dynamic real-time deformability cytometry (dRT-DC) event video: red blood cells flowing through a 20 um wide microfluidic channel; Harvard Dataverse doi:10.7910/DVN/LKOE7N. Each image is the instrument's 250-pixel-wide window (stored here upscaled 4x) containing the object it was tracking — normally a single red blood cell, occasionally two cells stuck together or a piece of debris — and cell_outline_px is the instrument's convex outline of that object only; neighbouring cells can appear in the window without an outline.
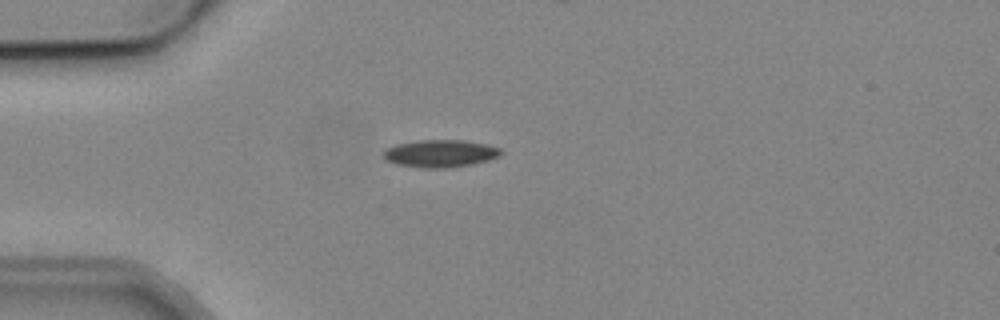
{"species": "common noctule bat (a hibernating species)", "species_latin": "Nyctalus noctula", "temperature_condition": "cold", "stored_images_in_passage": 3, "camera_frame_rate_fps": 3000, "um_per_image_px": 0.085, "animal": {"sex": "male", "body_mass_g": 19.2, "forearm_length_mm": 51.8}, "frame": {"image": 1, "passage_image": 2, "time_ms": 1.333, "image_size_px": [1000, 320], "cell_outline_px": [[500, 156], [488, 160], [472, 164], [448, 168], [424, 168], [396, 164], [384, 160], [384, 152], [388, 148], [396, 144], [420, 140], [464, 140], [488, 144], [500, 148]], "centroid_in_image_um": [37.43, 13.05], "position_along_channel_um": 47.6, "area_um2": 18.79}}